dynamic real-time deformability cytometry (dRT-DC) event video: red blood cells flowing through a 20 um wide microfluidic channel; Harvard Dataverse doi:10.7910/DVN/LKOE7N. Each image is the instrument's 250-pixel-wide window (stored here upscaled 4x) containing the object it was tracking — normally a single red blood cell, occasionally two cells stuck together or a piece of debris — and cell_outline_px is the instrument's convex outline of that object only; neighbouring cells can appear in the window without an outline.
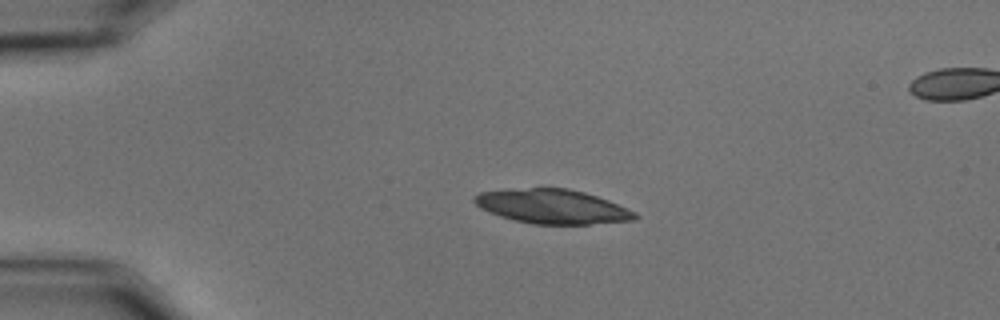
{"species": "common noctule bat (a hibernating species)", "species_latin": "Nyctalus noctula", "temperature_condition": "cold", "stored_images_in_passage": 47, "camera_frame_rate_fps": 3000, "um_per_image_px": 0.085, "animal": {"sex": "male", "body_mass_g": 15.6}, "frame": {"image": 1, "passage_image": 1, "time_ms": 0.0, "image_size_px": [1000, 320], "cell_outline_px": [[640, 216], [632, 220], [588, 224], [532, 224], [500, 216], [488, 212], [480, 208], [472, 200], [472, 196], [480, 192], [532, 188], [568, 188], [584, 192], [608, 200], [636, 212]], "centroid_in_image_um": [46.94, 17.55], "position_along_channel_um": 38.1, "area_um2": 31.85}}
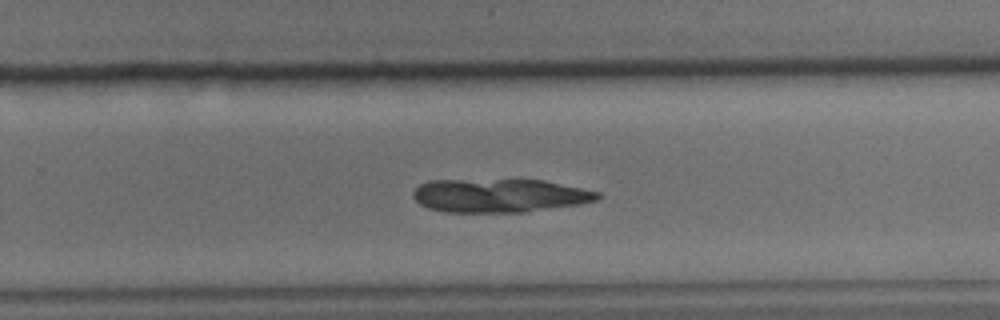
{"frame": {"image": 2, "passage_image": 26, "time_ms": 8.333, "image_size_px": [1000, 320], "cell_outline_px": [[600, 196], [596, 200], [580, 204], [524, 212], [444, 212], [428, 208], [420, 204], [412, 196], [412, 192], [420, 184], [428, 180], [544, 180], [600, 192]], "centroid_in_image_um": [42.43, 16.62], "position_along_channel_um": 287.4, "area_um2": 36.01}}
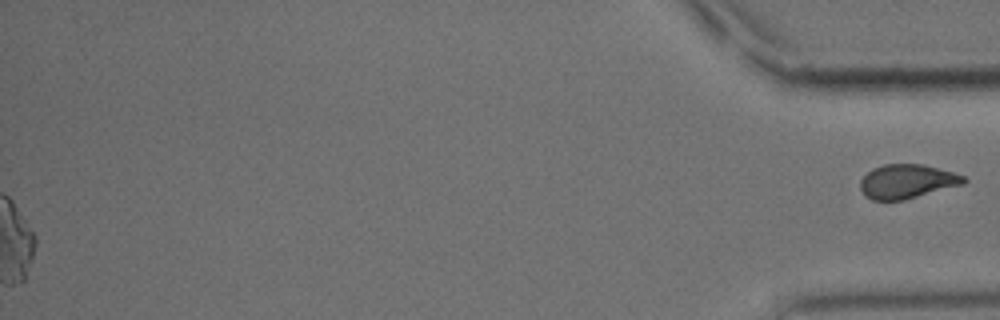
{"frame": {"image": 3, "passage_image": 47, "time_ms": 15.333, "image_size_px": [1000, 320], "cell_outline_px": [[968, 180], [964, 184], [904, 200], [872, 200], [864, 196], [860, 188], [860, 180], [872, 168], [884, 164], [920, 164], [968, 176]], "centroid_in_image_um": [77.1, 15.43], "position_along_channel_um": 358.1, "area_um2": 20.63}}